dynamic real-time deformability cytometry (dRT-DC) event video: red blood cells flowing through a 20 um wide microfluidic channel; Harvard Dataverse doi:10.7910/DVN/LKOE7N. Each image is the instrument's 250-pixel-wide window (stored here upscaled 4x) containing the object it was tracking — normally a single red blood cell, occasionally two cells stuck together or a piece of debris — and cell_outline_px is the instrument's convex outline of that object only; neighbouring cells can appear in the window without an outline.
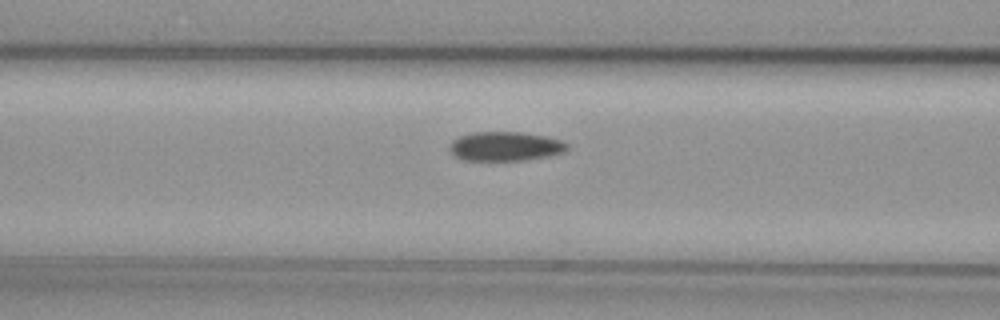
{"species": "common noctule bat (a hibernating species)", "species_latin": "Nyctalus noctula", "temperature_condition": "cold", "stored_images_in_passage": 7, "camera_frame_rate_fps": 3000, "um_per_image_px": 0.085, "animal": {"sex": "female", "body_mass_g": 29.2, "forearm_length_mm": 56.3}, "frame": {"image": 1, "passage_image": 5, "time_ms": 1.333, "image_size_px": [1000, 320], "cell_outline_px": [[568, 148], [564, 152], [548, 156], [524, 160], [464, 160], [456, 156], [448, 148], [448, 144], [452, 140], [460, 136], [472, 132], [520, 132], [544, 136], [564, 140], [568, 144]], "centroid_in_image_um": [42.95, 12.43], "position_along_channel_um": 123.7, "area_um2": 20.06}}